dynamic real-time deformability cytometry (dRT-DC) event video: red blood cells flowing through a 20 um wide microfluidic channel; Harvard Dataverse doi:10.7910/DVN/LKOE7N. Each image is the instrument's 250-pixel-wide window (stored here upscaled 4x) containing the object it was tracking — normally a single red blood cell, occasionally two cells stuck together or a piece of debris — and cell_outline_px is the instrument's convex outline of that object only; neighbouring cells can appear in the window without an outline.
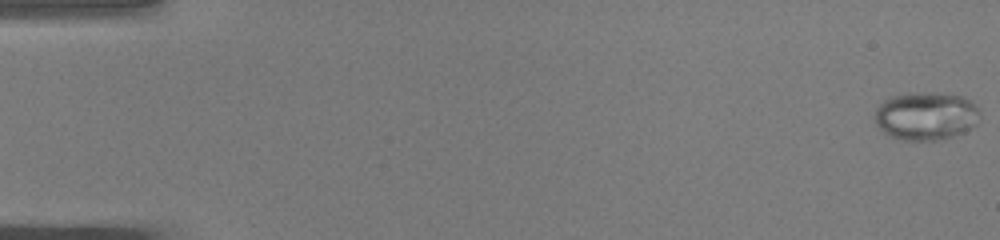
{"species": "common noctule bat (a hibernating species)", "species_latin": "Nyctalus noctula", "temperature_condition": "warm", "stored_images_in_passage": 50, "camera_frame_rate_fps": 3000, "um_per_image_px": 0.085, "animal": {"sex": "male", "body_mass_g": 19.0, "forearm_length_mm": 50.8}, "frame": {"image": 1, "passage_image": 1, "time_ms": 0.0, "image_size_px": [1000, 240], "cell_outline_px": [[972, 108], [964, 128], [948, 136], [920, 140], [912, 140], [896, 136], [888, 132], [876, 120], [876, 112], [888, 100], [896, 96], [960, 96], [968, 100], [972, 104]], "centroid_in_image_um": [78.55, 9.88], "position_along_channel_um": 6.4, "area_um2": 24.85}}
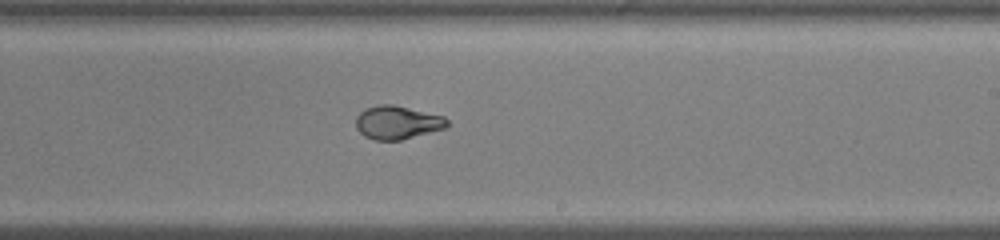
{"frame": {"image": 2, "passage_image": 31, "time_ms": 10.0, "image_size_px": [1000, 240], "cell_outline_px": [[448, 124], [444, 128], [400, 140], [376, 140], [364, 136], [356, 128], [356, 116], [360, 112], [368, 108], [380, 104], [392, 104], [444, 116], [448, 120]], "centroid_in_image_um": [33.75, 10.41], "position_along_channel_um": 255.2, "area_um2": 17.51}}
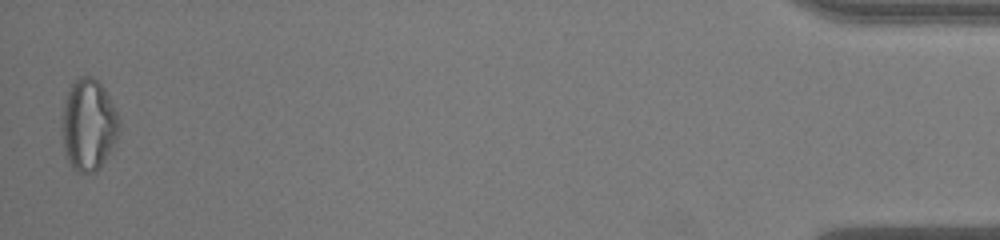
{"frame": {"image": 3, "passage_image": 50, "time_ms": 16.333, "image_size_px": [1000, 240], "cell_outline_px": [[120, 128], [116, 140], [100, 168], [96, 172], [76, 172], [68, 164], [64, 148], [60, 128], [64, 104], [68, 92], [76, 76], [92, 76], [100, 80], [120, 120]], "centroid_in_image_um": [7.51, 10.61], "position_along_channel_um": 427.7, "area_um2": 30.87}}